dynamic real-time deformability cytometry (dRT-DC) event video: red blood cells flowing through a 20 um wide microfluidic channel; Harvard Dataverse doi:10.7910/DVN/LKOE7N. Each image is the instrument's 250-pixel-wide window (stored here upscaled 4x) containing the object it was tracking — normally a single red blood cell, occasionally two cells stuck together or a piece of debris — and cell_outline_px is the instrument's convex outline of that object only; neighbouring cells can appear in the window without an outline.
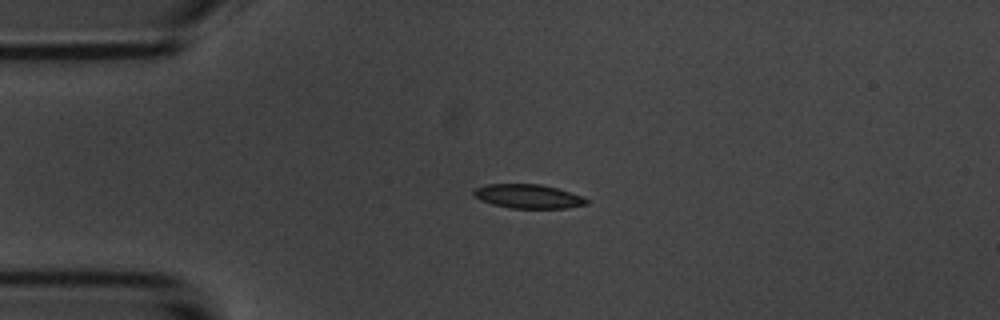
{"species": "common noctule bat (a hibernating species)", "species_latin": "Nyctalus noctula", "temperature_condition": "room temperature", "stored_images_in_passage": 11, "camera_frame_rate_fps": 3000, "um_per_image_px": 0.085, "animal": {"sex": "male", "body_mass_g": 20.1, "forearm_length_mm": 53.5}, "frame": {"image": 1, "passage_image": 2, "time_ms": 2.0, "image_size_px": [1000, 320], "cell_outline_px": [[588, 204], [568, 208], [512, 208], [492, 204], [480, 200], [472, 196], [472, 192], [476, 188], [488, 184], [540, 184], [556, 188], [580, 196], [588, 200]], "centroid_in_image_um": [44.85, 16.69], "position_along_channel_um": 40.2, "area_um2": 15.66}}
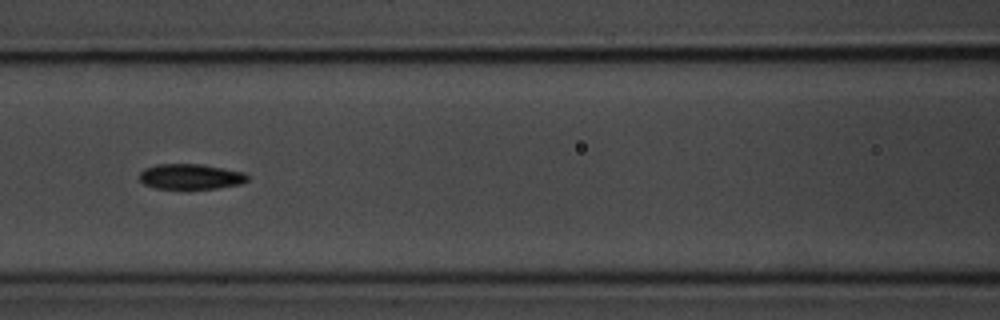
{"frame": {"image": 2, "passage_image": 5, "time_ms": 5.667, "image_size_px": [1000, 320], "cell_outline_px": [[248, 180], [240, 184], [216, 188], [184, 192], [156, 188], [144, 184], [140, 180], [140, 172], [144, 168], [156, 164], [200, 164], [224, 168], [244, 172], [248, 176]], "centroid_in_image_um": [16.17, 15.05], "position_along_channel_um": 150.4, "area_um2": 16.7}, "authors_computed_cell_mechanics": {"area_um2": 16.473, "velocity_mm_per_s": 3.6647, "shape_relaxation_time_tau1_ms": 2.1451, "shape_relaxation_time_tau2_ms": 3.538, "deformation_change_tau1": 0.1009, "deformation_change_tau2": 0.0652}}